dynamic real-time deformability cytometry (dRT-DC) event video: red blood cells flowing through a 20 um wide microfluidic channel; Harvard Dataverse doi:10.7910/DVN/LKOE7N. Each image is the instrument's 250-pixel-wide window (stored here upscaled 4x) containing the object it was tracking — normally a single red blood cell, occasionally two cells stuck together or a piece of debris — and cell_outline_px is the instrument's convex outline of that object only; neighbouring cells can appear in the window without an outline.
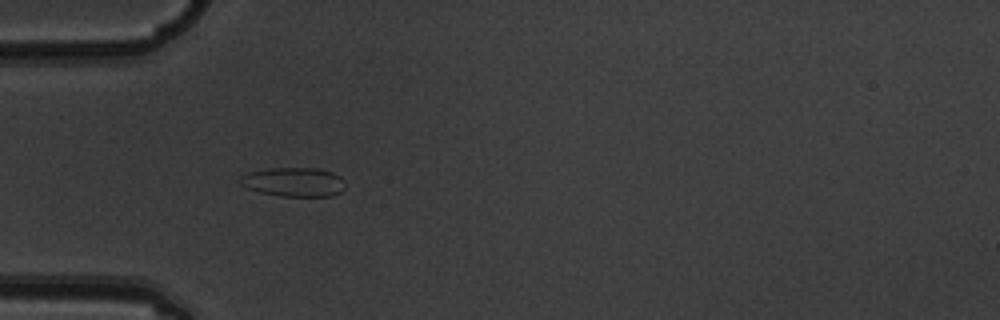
{"species": "common noctule bat (a hibernating species)", "species_latin": "Nyctalus noctula", "temperature_condition": "warm", "stored_images_in_passage": 10, "camera_frame_rate_fps": 3000, "um_per_image_px": 0.085, "animal": {"sex": "male", "body_mass_g": 19.5, "forearm_length_mm": 54.6}, "frame": {"image": 1, "passage_image": 5, "time_ms": 1.333, "image_size_px": [1000, 320], "cell_outline_px": [[344, 188], [340, 192], [332, 196], [280, 196], [260, 192], [248, 188], [240, 184], [240, 176], [248, 172], [272, 168], [316, 168], [332, 172], [340, 176], [344, 180]], "centroid_in_image_um": [24.98, 15.47], "position_along_channel_um": 60.0, "area_um2": 17.8}}
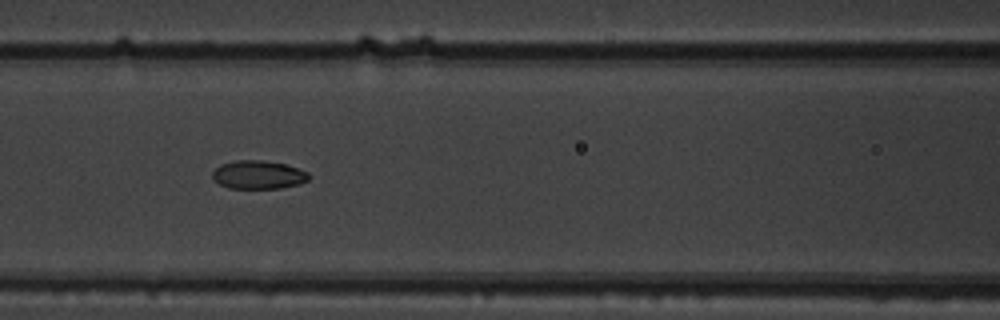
{"frame": {"image": 2, "passage_image": 7, "time_ms": 2.0, "image_size_px": [1000, 320], "cell_outline_px": [[308, 180], [300, 184], [280, 188], [228, 188], [212, 180], [212, 172], [220, 164], [236, 160], [264, 160], [288, 164], [308, 172]], "centroid_in_image_um": [21.94, 14.84], "position_along_channel_um": 144.7, "area_um2": 16.13}}
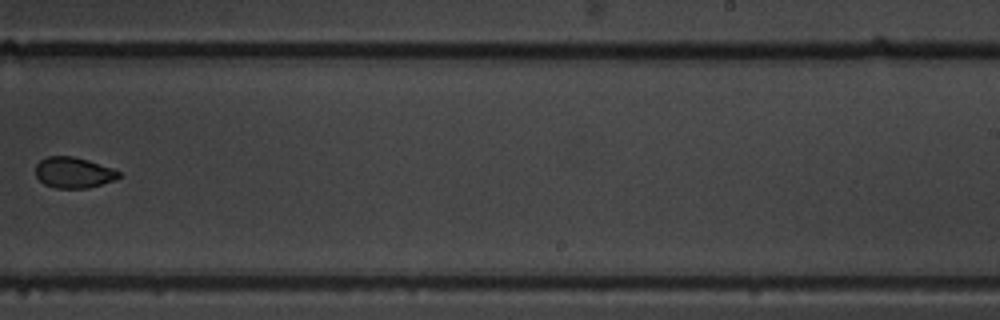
{"frame": {"image": 3, "passage_image": 10, "time_ms": 3.0, "image_size_px": [1000, 320], "cell_outline_px": [[120, 176], [112, 180], [88, 188], [56, 188], [44, 184], [36, 176], [36, 164], [40, 160], [48, 156], [72, 156], [88, 160], [112, 168], [120, 172]], "centroid_in_image_um": [6.22, 14.66], "position_along_channel_um": 282.8, "area_um2": 14.8}}